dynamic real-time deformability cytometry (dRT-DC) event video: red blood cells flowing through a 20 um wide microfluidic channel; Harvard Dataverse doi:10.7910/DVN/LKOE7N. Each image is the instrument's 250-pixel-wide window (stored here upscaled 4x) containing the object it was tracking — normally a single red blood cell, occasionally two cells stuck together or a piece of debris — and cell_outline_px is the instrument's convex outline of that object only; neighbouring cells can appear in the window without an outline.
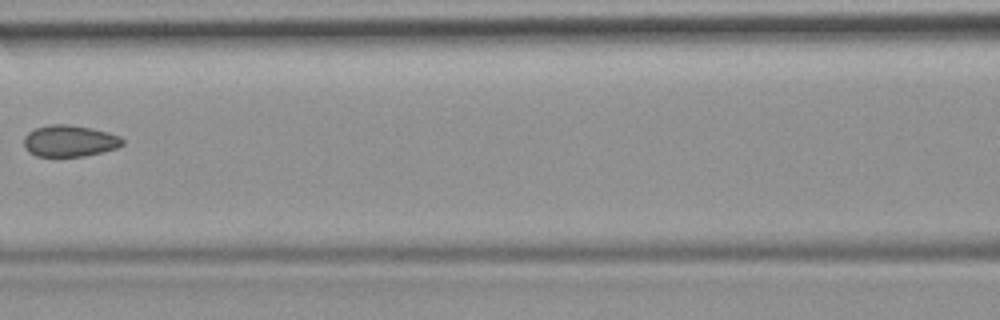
{"species": "common noctule bat (a hibernating species)", "species_latin": "Nyctalus noctula", "temperature_condition": "room temperature", "stored_images_in_passage": 6, "camera_frame_rate_fps": 3000, "um_per_image_px": 0.085, "animal": {"sex": "female", "body_mass_g": 19.9}, "frame": {"image": 1, "passage_image": 6, "time_ms": 7.0, "image_size_px": [1000, 320], "cell_outline_px": [[124, 144], [116, 148], [84, 156], [36, 156], [28, 152], [24, 148], [24, 136], [28, 132], [36, 128], [48, 124], [68, 124], [92, 128], [108, 132], [120, 136], [124, 140]], "centroid_in_image_um": [5.9, 11.97], "position_along_channel_um": 160.7, "area_um2": 18.21}}